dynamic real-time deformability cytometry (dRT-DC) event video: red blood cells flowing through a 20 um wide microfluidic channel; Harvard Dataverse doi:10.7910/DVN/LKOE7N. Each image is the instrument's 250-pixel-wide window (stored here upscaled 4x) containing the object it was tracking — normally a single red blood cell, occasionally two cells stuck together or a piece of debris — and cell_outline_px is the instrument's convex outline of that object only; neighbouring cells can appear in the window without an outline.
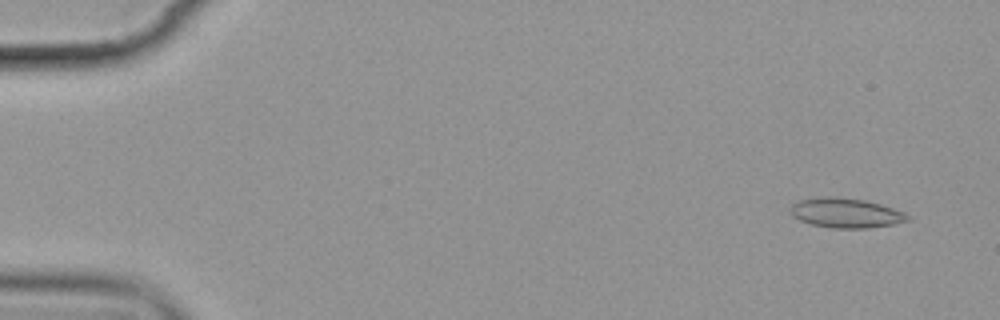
{"species": "common noctule bat (a hibernating species)", "species_latin": "Nyctalus noctula", "temperature_condition": "cold", "stored_images_in_passage": 5, "camera_frame_rate_fps": 3000, "um_per_image_px": 0.085, "animal": {"sex": "female", "body_mass_g": 19.9}, "frame": {"image": 1, "passage_image": 1, "time_ms": 0.0, "image_size_px": [1000, 320], "cell_outline_px": [[912, 216], [908, 220], [892, 224], [868, 228], [832, 228], [812, 224], [800, 220], [792, 216], [788, 208], [792, 204], [800, 200], [820, 196], [836, 196], [864, 200], [880, 204], [904, 212]], "centroid_in_image_um": [71.86, 18.09], "position_along_channel_um": 13.1, "area_um2": 20.35}}
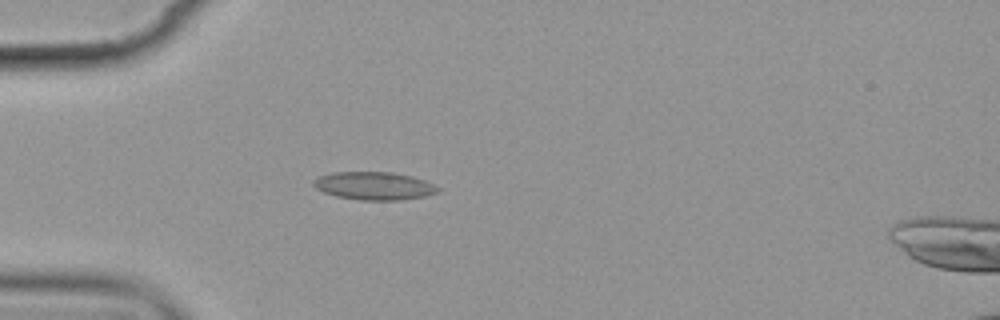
{"frame": {"image": 2, "passage_image": 4, "time_ms": 4.333, "image_size_px": [1000, 320], "cell_outline_px": [[440, 192], [424, 196], [400, 200], [360, 200], [336, 196], [324, 192], [316, 188], [312, 184], [312, 180], [320, 176], [332, 172], [392, 172], [412, 176], [424, 180], [440, 188]], "centroid_in_image_um": [31.79, 15.79], "position_along_channel_um": 53.2, "area_um2": 20.29}}